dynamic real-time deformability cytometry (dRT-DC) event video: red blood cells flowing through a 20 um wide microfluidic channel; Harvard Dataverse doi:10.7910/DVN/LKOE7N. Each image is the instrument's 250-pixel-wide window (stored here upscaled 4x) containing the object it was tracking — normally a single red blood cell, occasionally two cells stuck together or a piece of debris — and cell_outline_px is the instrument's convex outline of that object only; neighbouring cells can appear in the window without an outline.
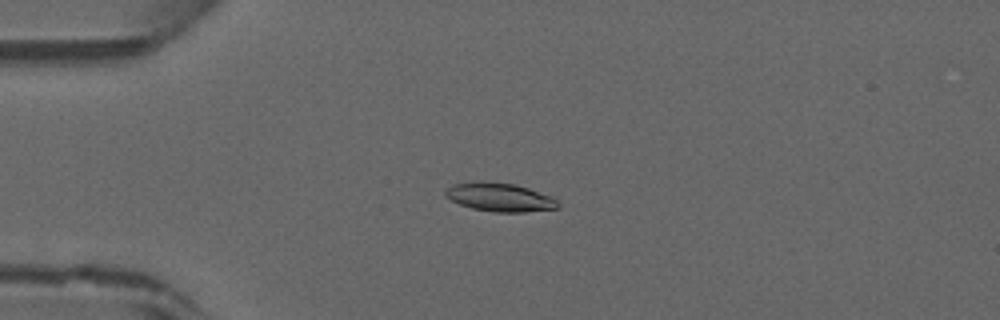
{"species": "common noctule bat (a hibernating species)", "species_latin": "Nyctalus noctula", "temperature_condition": "warm", "stored_images_in_passage": 42, "camera_frame_rate_fps": 3000, "um_per_image_px": 0.085, "animal": {"sex": "male", "forearm_length_mm": 52.5}, "frame": {"image": 1, "passage_image": 7, "time_ms": 2.0, "image_size_px": [1000, 320], "cell_outline_px": [[560, 208], [524, 212], [496, 212], [472, 208], [460, 204], [444, 196], [444, 192], [452, 184], [480, 180], [488, 180], [516, 184], [552, 196], [560, 204]], "centroid_in_image_um": [42.48, 16.74], "position_along_channel_um": 42.5, "area_um2": 19.02}}
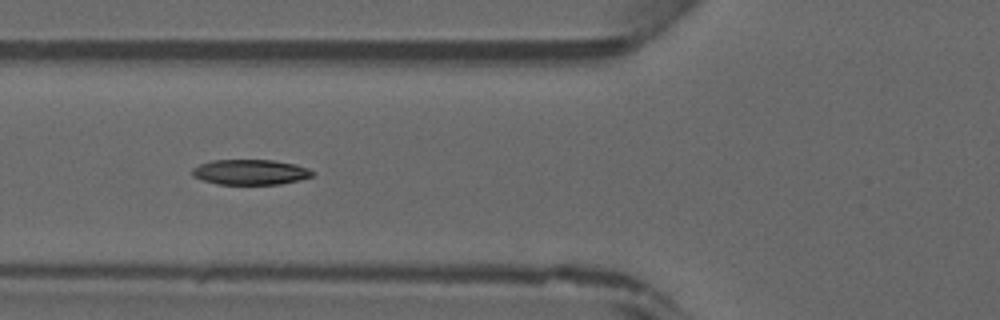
{"frame": {"image": 2, "passage_image": 13, "time_ms": 4.0, "image_size_px": [1000, 320], "cell_outline_px": [[316, 172], [312, 176], [300, 180], [280, 184], [216, 184], [192, 176], [192, 168], [200, 164], [212, 160], [272, 160], [296, 164], [308, 168]], "centroid_in_image_um": [21.3, 14.63], "position_along_channel_um": 104.5, "area_um2": 17.74}}
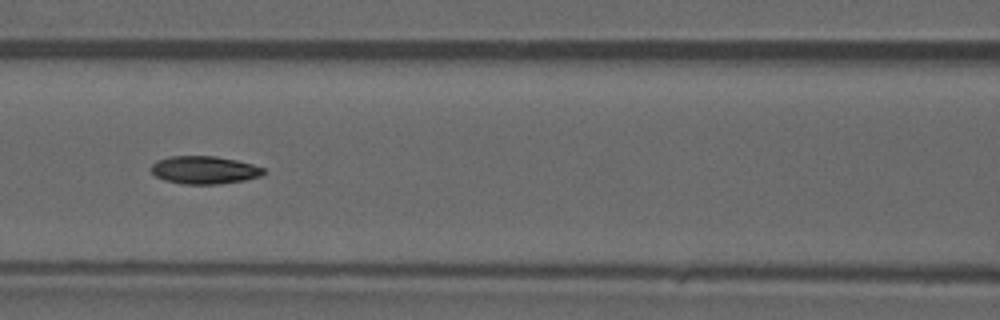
{"frame": {"image": 3, "passage_image": 16, "time_ms": 5.0, "image_size_px": [1000, 320], "cell_outline_px": [[264, 172], [260, 176], [244, 180], [216, 184], [184, 184], [164, 180], [156, 176], [152, 172], [152, 164], [156, 160], [168, 156], [216, 156], [236, 160], [252, 164], [264, 168]], "centroid_in_image_um": [17.34, 14.44], "position_along_channel_um": 149.3, "area_um2": 18.15}}